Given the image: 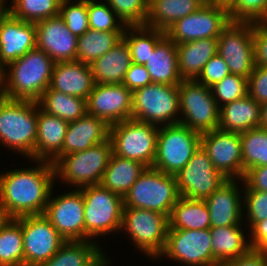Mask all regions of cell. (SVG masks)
<instances>
[{"label":"cell","instance_id":"46","mask_svg":"<svg viewBox=\"0 0 267 266\" xmlns=\"http://www.w3.org/2000/svg\"><path fill=\"white\" fill-rule=\"evenodd\" d=\"M243 218L248 231L257 222L267 219L266 191L243 190Z\"/></svg>","mask_w":267,"mask_h":266},{"label":"cell","instance_id":"14","mask_svg":"<svg viewBox=\"0 0 267 266\" xmlns=\"http://www.w3.org/2000/svg\"><path fill=\"white\" fill-rule=\"evenodd\" d=\"M253 27L252 22L230 21L218 37L217 54L224 59L230 73L247 79L255 67Z\"/></svg>","mask_w":267,"mask_h":266},{"label":"cell","instance_id":"55","mask_svg":"<svg viewBox=\"0 0 267 266\" xmlns=\"http://www.w3.org/2000/svg\"><path fill=\"white\" fill-rule=\"evenodd\" d=\"M260 127L267 129V102L261 104V122Z\"/></svg>","mask_w":267,"mask_h":266},{"label":"cell","instance_id":"12","mask_svg":"<svg viewBox=\"0 0 267 266\" xmlns=\"http://www.w3.org/2000/svg\"><path fill=\"white\" fill-rule=\"evenodd\" d=\"M211 240L210 228L168 229L163 252L154 262L164 258L181 266H220L213 257Z\"/></svg>","mask_w":267,"mask_h":266},{"label":"cell","instance_id":"42","mask_svg":"<svg viewBox=\"0 0 267 266\" xmlns=\"http://www.w3.org/2000/svg\"><path fill=\"white\" fill-rule=\"evenodd\" d=\"M59 16L77 37L89 29L87 0H61Z\"/></svg>","mask_w":267,"mask_h":266},{"label":"cell","instance_id":"32","mask_svg":"<svg viewBox=\"0 0 267 266\" xmlns=\"http://www.w3.org/2000/svg\"><path fill=\"white\" fill-rule=\"evenodd\" d=\"M145 168L141 162L112 153L100 184L123 198Z\"/></svg>","mask_w":267,"mask_h":266},{"label":"cell","instance_id":"35","mask_svg":"<svg viewBox=\"0 0 267 266\" xmlns=\"http://www.w3.org/2000/svg\"><path fill=\"white\" fill-rule=\"evenodd\" d=\"M37 103L42 111L68 123L78 120L87 113L85 99L67 95L50 87L41 95Z\"/></svg>","mask_w":267,"mask_h":266},{"label":"cell","instance_id":"26","mask_svg":"<svg viewBox=\"0 0 267 266\" xmlns=\"http://www.w3.org/2000/svg\"><path fill=\"white\" fill-rule=\"evenodd\" d=\"M37 126L34 160H44L54 164L62 156L68 122L47 114L38 106Z\"/></svg>","mask_w":267,"mask_h":266},{"label":"cell","instance_id":"50","mask_svg":"<svg viewBox=\"0 0 267 266\" xmlns=\"http://www.w3.org/2000/svg\"><path fill=\"white\" fill-rule=\"evenodd\" d=\"M152 83L147 68L141 64L132 63L127 70L122 84L132 93Z\"/></svg>","mask_w":267,"mask_h":266},{"label":"cell","instance_id":"21","mask_svg":"<svg viewBox=\"0 0 267 266\" xmlns=\"http://www.w3.org/2000/svg\"><path fill=\"white\" fill-rule=\"evenodd\" d=\"M204 201L209 210L211 227L244 223L242 179H228Z\"/></svg>","mask_w":267,"mask_h":266},{"label":"cell","instance_id":"51","mask_svg":"<svg viewBox=\"0 0 267 266\" xmlns=\"http://www.w3.org/2000/svg\"><path fill=\"white\" fill-rule=\"evenodd\" d=\"M243 190H259L267 192V166L252 167L242 178Z\"/></svg>","mask_w":267,"mask_h":266},{"label":"cell","instance_id":"1","mask_svg":"<svg viewBox=\"0 0 267 266\" xmlns=\"http://www.w3.org/2000/svg\"><path fill=\"white\" fill-rule=\"evenodd\" d=\"M30 161V167L0 171V206L8 218L43 214L56 185L51 162Z\"/></svg>","mask_w":267,"mask_h":266},{"label":"cell","instance_id":"24","mask_svg":"<svg viewBox=\"0 0 267 266\" xmlns=\"http://www.w3.org/2000/svg\"><path fill=\"white\" fill-rule=\"evenodd\" d=\"M89 64L78 61L56 62L49 87L67 95L87 100L94 86Z\"/></svg>","mask_w":267,"mask_h":266},{"label":"cell","instance_id":"44","mask_svg":"<svg viewBox=\"0 0 267 266\" xmlns=\"http://www.w3.org/2000/svg\"><path fill=\"white\" fill-rule=\"evenodd\" d=\"M227 10L231 21L252 23L267 21V0H234Z\"/></svg>","mask_w":267,"mask_h":266},{"label":"cell","instance_id":"47","mask_svg":"<svg viewBox=\"0 0 267 266\" xmlns=\"http://www.w3.org/2000/svg\"><path fill=\"white\" fill-rule=\"evenodd\" d=\"M228 74H230L228 65L219 54H216L204 65L196 81L207 87H212Z\"/></svg>","mask_w":267,"mask_h":266},{"label":"cell","instance_id":"49","mask_svg":"<svg viewBox=\"0 0 267 266\" xmlns=\"http://www.w3.org/2000/svg\"><path fill=\"white\" fill-rule=\"evenodd\" d=\"M253 45L255 66L267 67V21L254 23Z\"/></svg>","mask_w":267,"mask_h":266},{"label":"cell","instance_id":"3","mask_svg":"<svg viewBox=\"0 0 267 266\" xmlns=\"http://www.w3.org/2000/svg\"><path fill=\"white\" fill-rule=\"evenodd\" d=\"M38 103L0 97V145L34 160ZM19 153V154H18Z\"/></svg>","mask_w":267,"mask_h":266},{"label":"cell","instance_id":"27","mask_svg":"<svg viewBox=\"0 0 267 266\" xmlns=\"http://www.w3.org/2000/svg\"><path fill=\"white\" fill-rule=\"evenodd\" d=\"M210 235L212 238V254L220 265L245 255L252 249L249 243L248 227L244 223L233 226L210 227Z\"/></svg>","mask_w":267,"mask_h":266},{"label":"cell","instance_id":"13","mask_svg":"<svg viewBox=\"0 0 267 266\" xmlns=\"http://www.w3.org/2000/svg\"><path fill=\"white\" fill-rule=\"evenodd\" d=\"M55 188L50 193L43 215L66 241H85L82 192L72 188L54 193ZM57 191L60 193L57 194Z\"/></svg>","mask_w":267,"mask_h":266},{"label":"cell","instance_id":"58","mask_svg":"<svg viewBox=\"0 0 267 266\" xmlns=\"http://www.w3.org/2000/svg\"><path fill=\"white\" fill-rule=\"evenodd\" d=\"M202 5H217V0H198Z\"/></svg>","mask_w":267,"mask_h":266},{"label":"cell","instance_id":"34","mask_svg":"<svg viewBox=\"0 0 267 266\" xmlns=\"http://www.w3.org/2000/svg\"><path fill=\"white\" fill-rule=\"evenodd\" d=\"M168 229L198 230L211 227L209 210L204 200L180 196L168 218Z\"/></svg>","mask_w":267,"mask_h":266},{"label":"cell","instance_id":"20","mask_svg":"<svg viewBox=\"0 0 267 266\" xmlns=\"http://www.w3.org/2000/svg\"><path fill=\"white\" fill-rule=\"evenodd\" d=\"M36 47L43 50L55 63L76 61L77 40L58 15L35 22Z\"/></svg>","mask_w":267,"mask_h":266},{"label":"cell","instance_id":"39","mask_svg":"<svg viewBox=\"0 0 267 266\" xmlns=\"http://www.w3.org/2000/svg\"><path fill=\"white\" fill-rule=\"evenodd\" d=\"M240 135L244 176L252 167L267 166V129L257 127Z\"/></svg>","mask_w":267,"mask_h":266},{"label":"cell","instance_id":"59","mask_svg":"<svg viewBox=\"0 0 267 266\" xmlns=\"http://www.w3.org/2000/svg\"><path fill=\"white\" fill-rule=\"evenodd\" d=\"M234 0H217V5L228 7Z\"/></svg>","mask_w":267,"mask_h":266},{"label":"cell","instance_id":"53","mask_svg":"<svg viewBox=\"0 0 267 266\" xmlns=\"http://www.w3.org/2000/svg\"><path fill=\"white\" fill-rule=\"evenodd\" d=\"M249 243L252 249L267 253V219L257 222L249 230Z\"/></svg>","mask_w":267,"mask_h":266},{"label":"cell","instance_id":"31","mask_svg":"<svg viewBox=\"0 0 267 266\" xmlns=\"http://www.w3.org/2000/svg\"><path fill=\"white\" fill-rule=\"evenodd\" d=\"M144 66L153 83L179 85L182 81L178 69L177 46L167 36L156 45Z\"/></svg>","mask_w":267,"mask_h":266},{"label":"cell","instance_id":"9","mask_svg":"<svg viewBox=\"0 0 267 266\" xmlns=\"http://www.w3.org/2000/svg\"><path fill=\"white\" fill-rule=\"evenodd\" d=\"M159 126L128 119L110 126L112 152L122 158L136 160L152 167Z\"/></svg>","mask_w":267,"mask_h":266},{"label":"cell","instance_id":"36","mask_svg":"<svg viewBox=\"0 0 267 266\" xmlns=\"http://www.w3.org/2000/svg\"><path fill=\"white\" fill-rule=\"evenodd\" d=\"M165 36V31L146 25H127L122 39L130 49L132 63L145 65L156 45Z\"/></svg>","mask_w":267,"mask_h":266},{"label":"cell","instance_id":"56","mask_svg":"<svg viewBox=\"0 0 267 266\" xmlns=\"http://www.w3.org/2000/svg\"><path fill=\"white\" fill-rule=\"evenodd\" d=\"M5 86V66L0 61V97L3 96Z\"/></svg>","mask_w":267,"mask_h":266},{"label":"cell","instance_id":"37","mask_svg":"<svg viewBox=\"0 0 267 266\" xmlns=\"http://www.w3.org/2000/svg\"><path fill=\"white\" fill-rule=\"evenodd\" d=\"M124 31L88 29L77 40L76 61L92 64L122 40Z\"/></svg>","mask_w":267,"mask_h":266},{"label":"cell","instance_id":"5","mask_svg":"<svg viewBox=\"0 0 267 266\" xmlns=\"http://www.w3.org/2000/svg\"><path fill=\"white\" fill-rule=\"evenodd\" d=\"M112 153V143L108 140L87 150L61 156L53 164L55 182H62L69 189L100 184Z\"/></svg>","mask_w":267,"mask_h":266},{"label":"cell","instance_id":"54","mask_svg":"<svg viewBox=\"0 0 267 266\" xmlns=\"http://www.w3.org/2000/svg\"><path fill=\"white\" fill-rule=\"evenodd\" d=\"M9 11V2L8 0H0V25L2 21L8 16Z\"/></svg>","mask_w":267,"mask_h":266},{"label":"cell","instance_id":"52","mask_svg":"<svg viewBox=\"0 0 267 266\" xmlns=\"http://www.w3.org/2000/svg\"><path fill=\"white\" fill-rule=\"evenodd\" d=\"M220 266H267V253L251 249L245 255L226 261Z\"/></svg>","mask_w":267,"mask_h":266},{"label":"cell","instance_id":"8","mask_svg":"<svg viewBox=\"0 0 267 266\" xmlns=\"http://www.w3.org/2000/svg\"><path fill=\"white\" fill-rule=\"evenodd\" d=\"M131 119L167 126L179 124L178 85L150 83L133 93Z\"/></svg>","mask_w":267,"mask_h":266},{"label":"cell","instance_id":"57","mask_svg":"<svg viewBox=\"0 0 267 266\" xmlns=\"http://www.w3.org/2000/svg\"><path fill=\"white\" fill-rule=\"evenodd\" d=\"M8 220L7 215L5 214V211L0 206V228L1 226Z\"/></svg>","mask_w":267,"mask_h":266},{"label":"cell","instance_id":"17","mask_svg":"<svg viewBox=\"0 0 267 266\" xmlns=\"http://www.w3.org/2000/svg\"><path fill=\"white\" fill-rule=\"evenodd\" d=\"M24 266H39L48 261L66 242L43 215L21 217Z\"/></svg>","mask_w":267,"mask_h":266},{"label":"cell","instance_id":"23","mask_svg":"<svg viewBox=\"0 0 267 266\" xmlns=\"http://www.w3.org/2000/svg\"><path fill=\"white\" fill-rule=\"evenodd\" d=\"M109 137L110 125L105 120L86 113L78 120L68 123L62 156L87 150L110 140Z\"/></svg>","mask_w":267,"mask_h":266},{"label":"cell","instance_id":"15","mask_svg":"<svg viewBox=\"0 0 267 266\" xmlns=\"http://www.w3.org/2000/svg\"><path fill=\"white\" fill-rule=\"evenodd\" d=\"M230 21L226 6L203 5L194 13L176 21L165 33L175 44L218 38Z\"/></svg>","mask_w":267,"mask_h":266},{"label":"cell","instance_id":"38","mask_svg":"<svg viewBox=\"0 0 267 266\" xmlns=\"http://www.w3.org/2000/svg\"><path fill=\"white\" fill-rule=\"evenodd\" d=\"M0 266H24L21 217L8 218L0 228Z\"/></svg>","mask_w":267,"mask_h":266},{"label":"cell","instance_id":"6","mask_svg":"<svg viewBox=\"0 0 267 266\" xmlns=\"http://www.w3.org/2000/svg\"><path fill=\"white\" fill-rule=\"evenodd\" d=\"M168 217L151 210L123 207L120 234L128 237L133 249L140 251L141 256L155 261L163 252L167 231ZM126 233V234H125Z\"/></svg>","mask_w":267,"mask_h":266},{"label":"cell","instance_id":"2","mask_svg":"<svg viewBox=\"0 0 267 266\" xmlns=\"http://www.w3.org/2000/svg\"><path fill=\"white\" fill-rule=\"evenodd\" d=\"M55 62L37 47L5 67L3 97L37 102L49 88Z\"/></svg>","mask_w":267,"mask_h":266},{"label":"cell","instance_id":"45","mask_svg":"<svg viewBox=\"0 0 267 266\" xmlns=\"http://www.w3.org/2000/svg\"><path fill=\"white\" fill-rule=\"evenodd\" d=\"M126 25H145L149 0H105Z\"/></svg>","mask_w":267,"mask_h":266},{"label":"cell","instance_id":"11","mask_svg":"<svg viewBox=\"0 0 267 266\" xmlns=\"http://www.w3.org/2000/svg\"><path fill=\"white\" fill-rule=\"evenodd\" d=\"M178 88L179 124L200 134L218 129L220 108L211 88L196 80H182Z\"/></svg>","mask_w":267,"mask_h":266},{"label":"cell","instance_id":"30","mask_svg":"<svg viewBox=\"0 0 267 266\" xmlns=\"http://www.w3.org/2000/svg\"><path fill=\"white\" fill-rule=\"evenodd\" d=\"M131 65L130 49L122 39L107 53L90 64L94 83L121 84Z\"/></svg>","mask_w":267,"mask_h":266},{"label":"cell","instance_id":"40","mask_svg":"<svg viewBox=\"0 0 267 266\" xmlns=\"http://www.w3.org/2000/svg\"><path fill=\"white\" fill-rule=\"evenodd\" d=\"M10 14L27 22H38L59 15L61 0H9Z\"/></svg>","mask_w":267,"mask_h":266},{"label":"cell","instance_id":"19","mask_svg":"<svg viewBox=\"0 0 267 266\" xmlns=\"http://www.w3.org/2000/svg\"><path fill=\"white\" fill-rule=\"evenodd\" d=\"M133 94L121 84H97L86 100L87 114L110 126L131 119Z\"/></svg>","mask_w":267,"mask_h":266},{"label":"cell","instance_id":"16","mask_svg":"<svg viewBox=\"0 0 267 266\" xmlns=\"http://www.w3.org/2000/svg\"><path fill=\"white\" fill-rule=\"evenodd\" d=\"M175 177L180 196L199 200L208 198L228 180L201 146Z\"/></svg>","mask_w":267,"mask_h":266},{"label":"cell","instance_id":"22","mask_svg":"<svg viewBox=\"0 0 267 266\" xmlns=\"http://www.w3.org/2000/svg\"><path fill=\"white\" fill-rule=\"evenodd\" d=\"M36 48V26L13 17L10 13L0 25V61L9 63Z\"/></svg>","mask_w":267,"mask_h":266},{"label":"cell","instance_id":"4","mask_svg":"<svg viewBox=\"0 0 267 266\" xmlns=\"http://www.w3.org/2000/svg\"><path fill=\"white\" fill-rule=\"evenodd\" d=\"M84 201L85 241L101 243L100 238L120 233L123 198L101 184L79 189Z\"/></svg>","mask_w":267,"mask_h":266},{"label":"cell","instance_id":"33","mask_svg":"<svg viewBox=\"0 0 267 266\" xmlns=\"http://www.w3.org/2000/svg\"><path fill=\"white\" fill-rule=\"evenodd\" d=\"M203 6L198 0H149L145 25L166 31L176 21Z\"/></svg>","mask_w":267,"mask_h":266},{"label":"cell","instance_id":"10","mask_svg":"<svg viewBox=\"0 0 267 266\" xmlns=\"http://www.w3.org/2000/svg\"><path fill=\"white\" fill-rule=\"evenodd\" d=\"M201 146V134L181 124L160 126L153 168L169 175L177 173Z\"/></svg>","mask_w":267,"mask_h":266},{"label":"cell","instance_id":"28","mask_svg":"<svg viewBox=\"0 0 267 266\" xmlns=\"http://www.w3.org/2000/svg\"><path fill=\"white\" fill-rule=\"evenodd\" d=\"M218 129L242 133L260 127L261 104L249 95L220 107Z\"/></svg>","mask_w":267,"mask_h":266},{"label":"cell","instance_id":"29","mask_svg":"<svg viewBox=\"0 0 267 266\" xmlns=\"http://www.w3.org/2000/svg\"><path fill=\"white\" fill-rule=\"evenodd\" d=\"M182 80H196L204 65L217 54L218 38H204L176 44Z\"/></svg>","mask_w":267,"mask_h":266},{"label":"cell","instance_id":"48","mask_svg":"<svg viewBox=\"0 0 267 266\" xmlns=\"http://www.w3.org/2000/svg\"><path fill=\"white\" fill-rule=\"evenodd\" d=\"M248 95L259 104L267 102V67H254L248 77Z\"/></svg>","mask_w":267,"mask_h":266},{"label":"cell","instance_id":"18","mask_svg":"<svg viewBox=\"0 0 267 266\" xmlns=\"http://www.w3.org/2000/svg\"><path fill=\"white\" fill-rule=\"evenodd\" d=\"M201 147L212 165L228 179L243 178L241 135L215 129L201 134Z\"/></svg>","mask_w":267,"mask_h":266},{"label":"cell","instance_id":"25","mask_svg":"<svg viewBox=\"0 0 267 266\" xmlns=\"http://www.w3.org/2000/svg\"><path fill=\"white\" fill-rule=\"evenodd\" d=\"M105 250L103 244L95 241H66L48 261L39 266H114L113 257L110 259V254Z\"/></svg>","mask_w":267,"mask_h":266},{"label":"cell","instance_id":"7","mask_svg":"<svg viewBox=\"0 0 267 266\" xmlns=\"http://www.w3.org/2000/svg\"><path fill=\"white\" fill-rule=\"evenodd\" d=\"M179 197L174 175L146 167L123 197V207L151 210L169 218Z\"/></svg>","mask_w":267,"mask_h":266},{"label":"cell","instance_id":"43","mask_svg":"<svg viewBox=\"0 0 267 266\" xmlns=\"http://www.w3.org/2000/svg\"><path fill=\"white\" fill-rule=\"evenodd\" d=\"M210 88L212 95L220 108L227 103L248 95V79L230 73Z\"/></svg>","mask_w":267,"mask_h":266},{"label":"cell","instance_id":"41","mask_svg":"<svg viewBox=\"0 0 267 266\" xmlns=\"http://www.w3.org/2000/svg\"><path fill=\"white\" fill-rule=\"evenodd\" d=\"M87 13L89 29L124 31L127 26L105 0H87Z\"/></svg>","mask_w":267,"mask_h":266}]
</instances>
